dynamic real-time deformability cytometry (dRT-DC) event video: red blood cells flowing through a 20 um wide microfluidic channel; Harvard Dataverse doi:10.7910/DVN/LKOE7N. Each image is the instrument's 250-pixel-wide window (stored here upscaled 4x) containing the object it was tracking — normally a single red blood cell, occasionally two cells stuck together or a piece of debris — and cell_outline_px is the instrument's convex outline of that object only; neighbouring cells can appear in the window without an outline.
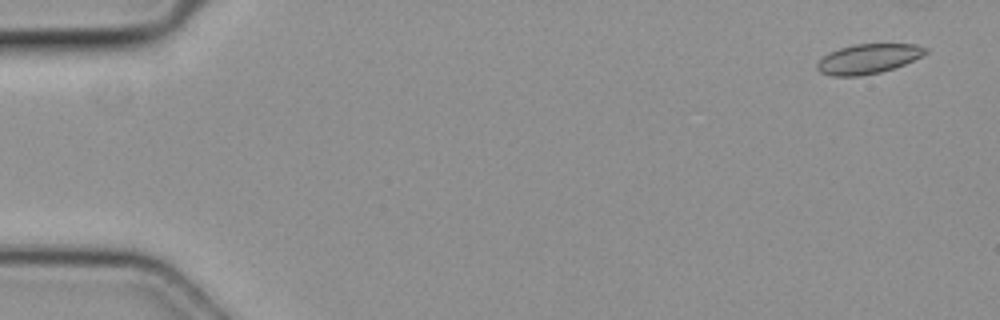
{"species": "common noctule bat (a hibernating species)", "species_latin": "Nyctalus noctula", "temperature_condition": "cold", "stored_images_in_passage": 2, "camera_frame_rate_fps": 3000, "um_per_image_px": 0.085, "animal": {"sex": "female", "body_mass_g": 19.3, "forearm_length_mm": 54.1}, "frame": {"image": 1, "passage_image": 2, "time_ms": 0.333, "image_size_px": [1000, 320], "cell_outline_px": [[928, 52], [904, 64], [880, 72], [860, 76], [832, 76], [820, 72], [816, 68], [816, 64], [828, 52], [840, 48], [856, 44], [916, 44], [928, 48]], "centroid_in_image_um": [73.77, 5.0], "position_along_channel_um": 11.2, "area_um2": 18.61}}